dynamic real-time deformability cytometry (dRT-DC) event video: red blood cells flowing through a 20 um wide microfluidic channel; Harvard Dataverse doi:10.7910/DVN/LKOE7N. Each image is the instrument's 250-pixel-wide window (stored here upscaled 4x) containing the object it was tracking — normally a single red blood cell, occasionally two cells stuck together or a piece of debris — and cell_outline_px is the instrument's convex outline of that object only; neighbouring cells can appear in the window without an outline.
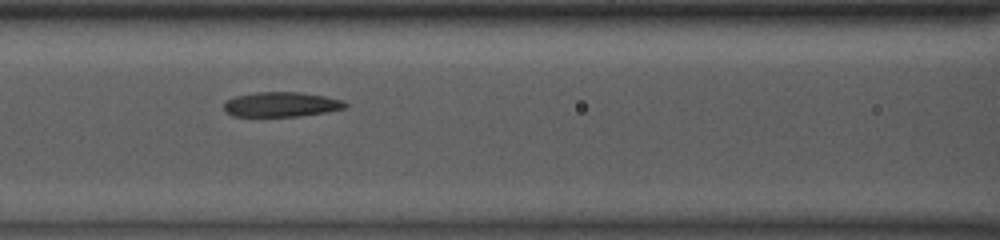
{"species": "common noctule bat (a hibernating species)", "species_latin": "Nyctalus noctula", "temperature_condition": "room temperature", "stored_images_in_passage": 37, "camera_frame_rate_fps": 3000, "um_per_image_px": 0.085, "animal": {"sex": "male", "body_mass_g": 13.0, "forearm_length_mm": 53.1}, "frame": {"image": 1, "passage_image": 8, "time_ms": 2.333, "image_size_px": [1000, 240], "cell_outline_px": [[348, 104], [344, 108], [328, 112], [300, 116], [232, 116], [224, 108], [224, 104], [228, 100], [236, 96], [256, 92], [300, 92], [324, 96], [344, 100]], "centroid_in_image_um": [23.95, 8.87], "position_along_channel_um": 142.6, "area_um2": 17.46}}
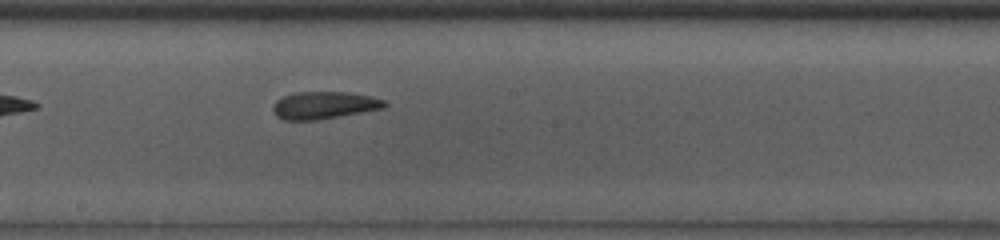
{"frame": {"image": 2, "passage_image": 14, "time_ms": 4.333, "image_size_px": [1000, 240], "cell_outline_px": [[388, 104], [384, 108], [316, 120], [284, 120], [276, 116], [272, 108], [276, 100], [284, 96], [296, 92], [344, 92], [368, 96], [384, 100]], "centroid_in_image_um": [27.51, 8.95], "position_along_channel_um": 220.7, "area_um2": 17.57}}
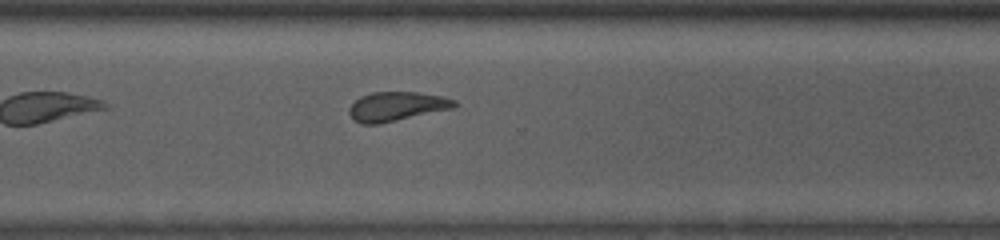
{"frame": {"image": 3, "passage_image": 23, "time_ms": 7.333, "image_size_px": [1000, 240], "cell_outline_px": [[460, 104], [456, 108], [380, 124], [364, 124], [356, 120], [348, 112], [348, 108], [360, 96], [372, 92], [416, 92], [440, 96], [456, 100]], "centroid_in_image_um": [33.77, 9.04], "position_along_channel_um": 336.8, "area_um2": 18.03}}